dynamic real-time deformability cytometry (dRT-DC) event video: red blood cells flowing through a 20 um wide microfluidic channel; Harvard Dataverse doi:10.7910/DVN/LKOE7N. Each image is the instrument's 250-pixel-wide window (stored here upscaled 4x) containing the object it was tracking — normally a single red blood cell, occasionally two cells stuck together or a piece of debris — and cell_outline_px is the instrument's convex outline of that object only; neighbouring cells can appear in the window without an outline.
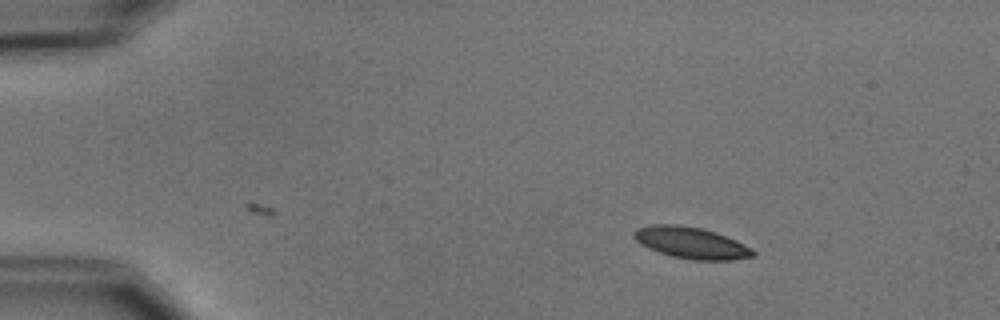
{"species": "common noctule bat (a hibernating species)", "species_latin": "Nyctalus noctula", "temperature_condition": "cold", "stored_images_in_passage": 2, "camera_frame_rate_fps": 3000, "um_per_image_px": 0.085, "animal": {"sex": "male", "body_mass_g": 15.6}, "frame": {"image": 1, "passage_image": 2, "time_ms": 1.0, "image_size_px": [1000, 320], "cell_outline_px": [[756, 256], [732, 260], [692, 260], [672, 256], [648, 248], [640, 244], [632, 236], [632, 232], [636, 228], [652, 224], [676, 224], [700, 228], [716, 232], [736, 240], [752, 248], [756, 252]], "centroid_in_image_um": [58.75, 20.64], "position_along_channel_um": 26.3, "area_um2": 22.02}}